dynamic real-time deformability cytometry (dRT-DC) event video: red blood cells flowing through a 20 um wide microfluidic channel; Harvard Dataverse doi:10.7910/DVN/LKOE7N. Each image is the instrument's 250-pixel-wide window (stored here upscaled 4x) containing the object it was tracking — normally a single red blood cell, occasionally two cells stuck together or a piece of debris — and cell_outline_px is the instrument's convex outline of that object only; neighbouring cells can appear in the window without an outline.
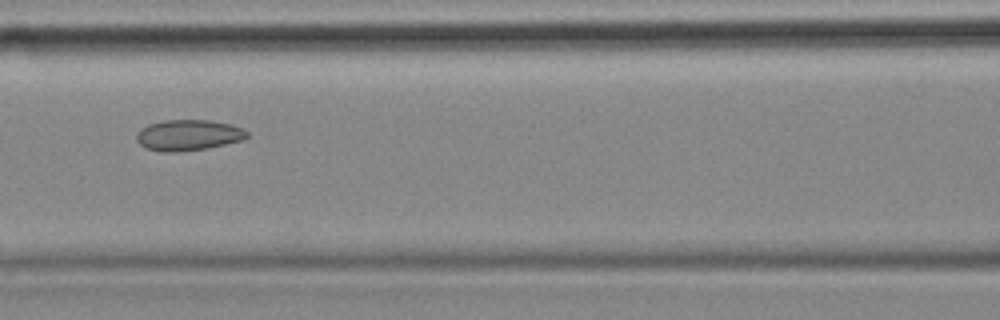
{"species": "common noctule bat (a hibernating species)", "species_latin": "Nyctalus noctula", "temperature_condition": "cold", "stored_images_in_passage": 57, "camera_frame_rate_fps": 3000, "um_per_image_px": 0.085, "animal": {"sex": "female", "body_mass_g": 18.4}, "frame": {"image": 1, "passage_image": 25, "time_ms": 8.0, "image_size_px": [1000, 320], "cell_outline_px": [[248, 136], [244, 140], [208, 148], [172, 152], [164, 152], [148, 148], [140, 144], [136, 140], [136, 132], [140, 128], [148, 124], [164, 120], [212, 120], [232, 124], [248, 132]], "centroid_in_image_um": [16.01, 11.47], "position_along_channel_um": 150.6, "area_um2": 19.94}, "authors_computed_cell_mechanics": {"area_um2": 21.5016, "velocity_mm_per_s": 3.5265, "shape_relaxation_time_tau1_ms": null, "shape_relaxation_time_tau2_ms": 4.677, "deformation_change_tau1": null, "deformation_change_tau2": 0.0933}}